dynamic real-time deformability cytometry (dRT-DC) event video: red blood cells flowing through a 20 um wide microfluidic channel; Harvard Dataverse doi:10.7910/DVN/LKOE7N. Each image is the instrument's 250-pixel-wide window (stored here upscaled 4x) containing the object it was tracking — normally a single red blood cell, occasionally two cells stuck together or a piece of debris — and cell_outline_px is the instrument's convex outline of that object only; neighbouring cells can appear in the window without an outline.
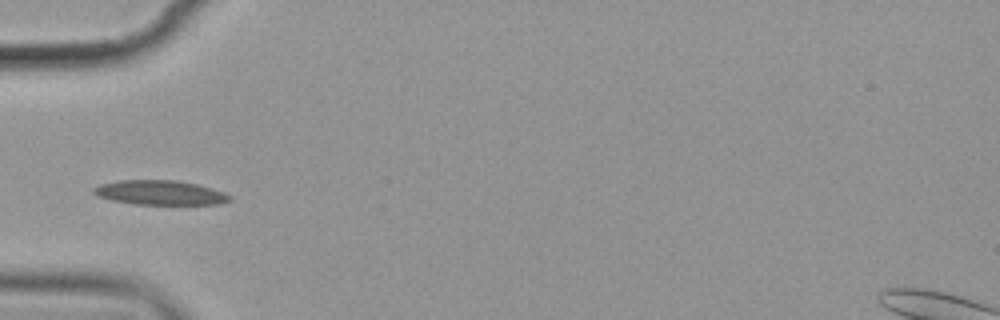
{"species": "common noctule bat (a hibernating species)", "species_latin": "Nyctalus noctula", "temperature_condition": "cold", "stored_images_in_passage": 8, "camera_frame_rate_fps": 3000, "um_per_image_px": 0.085, "animal": {"sex": "female", "body_mass_g": 19.9}, "frame": {"image": 1, "passage_image": 5, "time_ms": 4.667, "image_size_px": [1000, 320], "cell_outline_px": [[232, 200], [220, 204], [132, 204], [112, 200], [96, 196], [92, 192], [92, 188], [100, 184], [120, 180], [176, 180], [196, 184], [212, 188], [224, 192], [232, 196]], "centroid_in_image_um": [13.6, 16.37], "position_along_channel_um": 71.4, "area_um2": 19.54}}
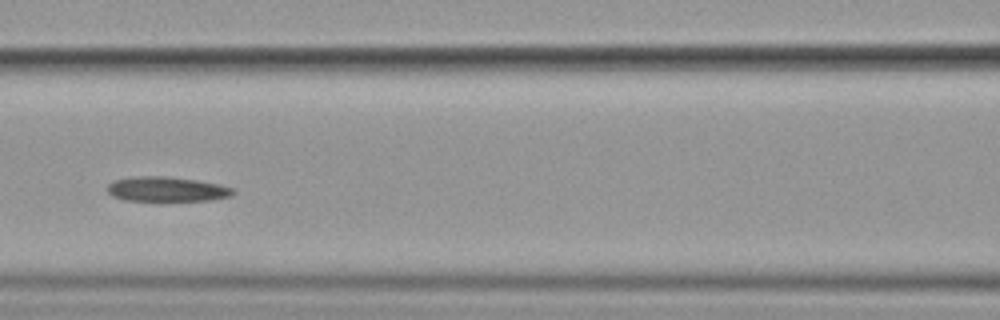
{"frame": {"image": 2, "passage_image": 7, "time_ms": 7.0, "image_size_px": [1000, 320], "cell_outline_px": [[236, 192], [232, 196], [208, 200], [124, 200], [112, 196], [104, 188], [108, 184], [116, 180], [140, 176], [164, 176], [196, 180], [216, 184], [232, 188]], "centroid_in_image_um": [14.14, 16.08], "position_along_channel_um": 152.5, "area_um2": 17.86}}
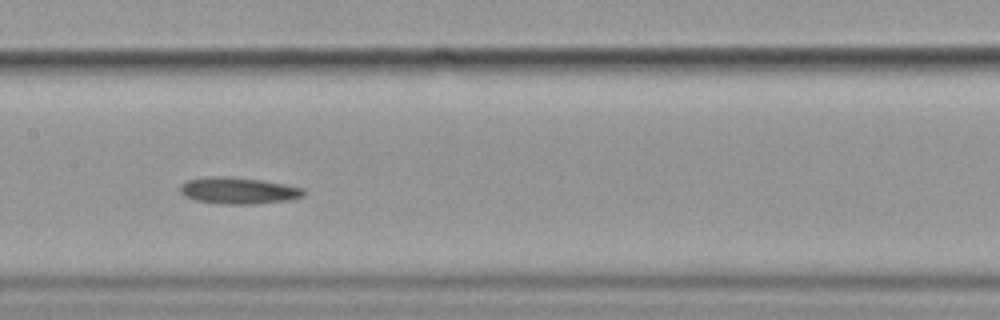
{"frame": {"image": 3, "passage_image": 8, "time_ms": 8.0, "image_size_px": [1000, 320], "cell_outline_px": [[304, 196], [292, 200], [252, 204], [224, 204], [196, 200], [184, 196], [180, 192], [180, 184], [184, 180], [208, 176], [232, 176], [260, 180], [284, 184], [304, 188]], "centroid_in_image_um": [20.24, 16.19], "position_along_channel_um": 187.2, "area_um2": 19.36}}